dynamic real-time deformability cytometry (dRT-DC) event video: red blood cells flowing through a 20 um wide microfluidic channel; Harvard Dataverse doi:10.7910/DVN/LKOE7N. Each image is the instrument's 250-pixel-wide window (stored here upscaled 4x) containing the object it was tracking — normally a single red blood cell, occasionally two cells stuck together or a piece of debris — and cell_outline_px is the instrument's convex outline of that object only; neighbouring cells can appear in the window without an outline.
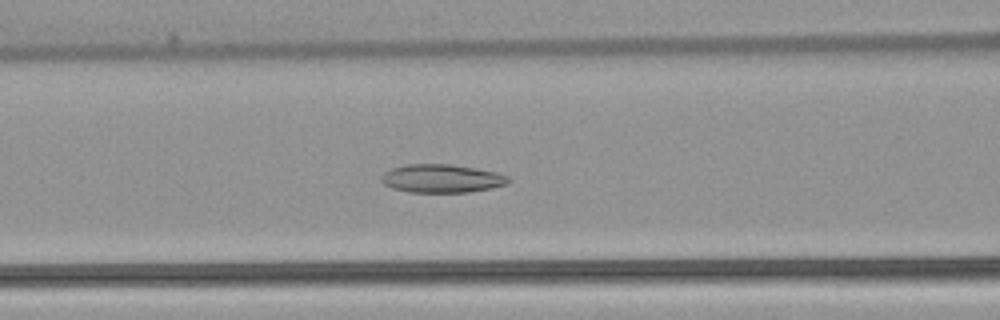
{"species": "common noctule bat (a hibernating species)", "species_latin": "Nyctalus noctula", "temperature_condition": "warm", "stored_images_in_passage": 48, "camera_frame_rate_fps": 3000, "um_per_image_px": 0.085, "animal": {"sex": "female", "body_mass_g": 22.7, "forearm_length_mm": 54.2}, "frame": {"image": 1, "passage_image": 16, "time_ms": 5.0, "image_size_px": [1000, 320], "cell_outline_px": [[512, 180], [508, 184], [492, 188], [468, 192], [408, 192], [392, 188], [384, 184], [380, 180], [380, 176], [384, 172], [392, 168], [404, 164], [448, 164], [476, 168], [496, 172], [508, 176]], "centroid_in_image_um": [37.54, 15.17], "position_along_channel_um": 129.1, "area_um2": 21.15}}
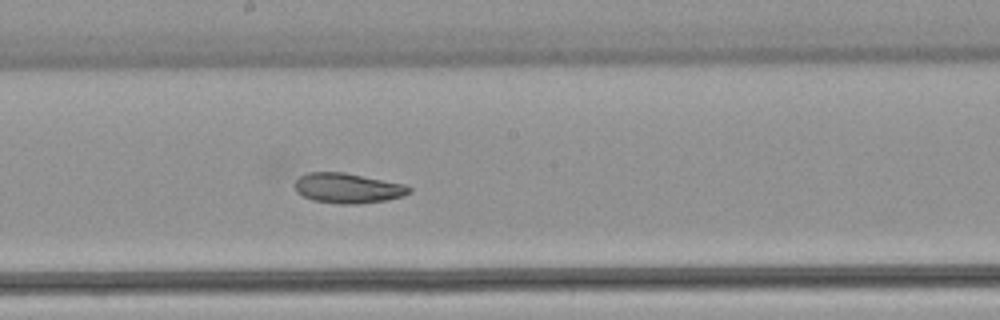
{"frame": {"image": 2, "passage_image": 23, "time_ms": 7.333, "image_size_px": [1000, 320], "cell_outline_px": [[412, 192], [404, 196], [388, 200], [360, 204], [340, 204], [312, 200], [296, 192], [296, 180], [300, 176], [308, 172], [344, 172], [404, 184], [412, 188]], "centroid_in_image_um": [29.6, 16.0], "position_along_channel_um": 218.6, "area_um2": 20.11}}
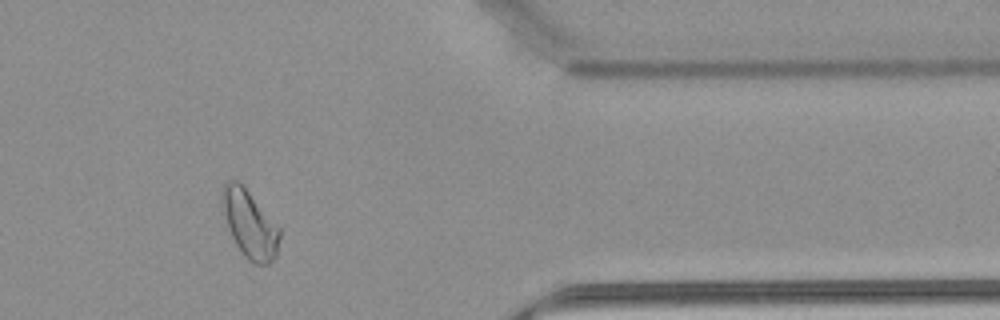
{"frame": {"image": 3, "passage_image": 38, "time_ms": 12.333, "image_size_px": [1000, 320], "cell_outline_px": [[280, 236], [276, 256], [268, 264], [256, 264], [248, 260], [244, 256], [236, 244], [228, 228], [224, 216], [220, 200], [224, 184], [228, 180], [236, 180], [248, 192], [280, 228]], "centroid_in_image_um": [21.21, 19.07], "position_along_channel_um": 390.2, "area_um2": 22.25}, "authors_computed_cell_mechanics": {"area_um2": 22.0796, "velocity_mm_per_s": 3.8548, "shape_relaxation_time_tau1_ms": null, "shape_relaxation_time_tau2_ms": 8.4044, "deformation_change_tau1": null, "deformation_change_tau2": 0.1492}}